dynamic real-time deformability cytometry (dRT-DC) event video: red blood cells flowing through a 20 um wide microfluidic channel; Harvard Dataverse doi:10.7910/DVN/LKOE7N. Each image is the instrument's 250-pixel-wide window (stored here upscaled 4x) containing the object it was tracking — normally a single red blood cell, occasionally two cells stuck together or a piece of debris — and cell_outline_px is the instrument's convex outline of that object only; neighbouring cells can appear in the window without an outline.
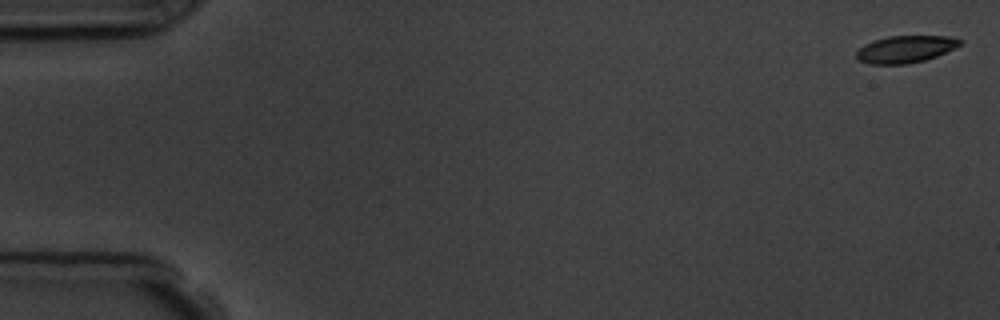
{"species": "common noctule bat (a hibernating species)", "species_latin": "Nyctalus noctula", "temperature_condition": "room temperature", "stored_images_in_passage": 6, "camera_frame_rate_fps": 3000, "um_per_image_px": 0.085, "animal": {"sex": "male", "body_mass_g": 19.5, "forearm_length_mm": 54.6}, "frame": {"image": 1, "passage_image": 1, "time_ms": 0.0, "image_size_px": [1000, 320], "cell_outline_px": [[964, 44], [936, 56], [924, 60], [904, 64], [868, 64], [860, 60], [856, 56], [856, 52], [864, 44], [872, 40], [888, 36], [952, 36], [964, 40]], "centroid_in_image_um": [77.0, 4.16], "position_along_channel_um": 8.0, "area_um2": 16.47}}
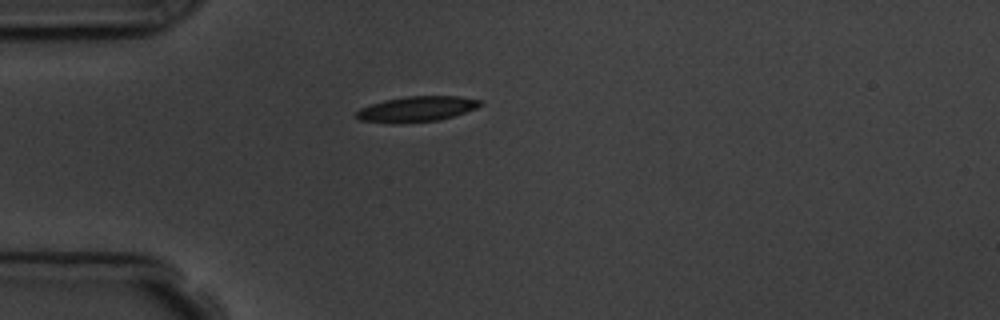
{"frame": {"image": 2, "passage_image": 5, "time_ms": 4.667, "image_size_px": [1000, 320], "cell_outline_px": [[484, 104], [476, 108], [440, 120], [392, 124], [388, 124], [360, 120], [352, 116], [360, 108], [384, 100], [404, 96], [460, 96], [484, 100]], "centroid_in_image_um": [35.4, 9.27], "position_along_channel_um": 49.6, "area_um2": 18.67}}